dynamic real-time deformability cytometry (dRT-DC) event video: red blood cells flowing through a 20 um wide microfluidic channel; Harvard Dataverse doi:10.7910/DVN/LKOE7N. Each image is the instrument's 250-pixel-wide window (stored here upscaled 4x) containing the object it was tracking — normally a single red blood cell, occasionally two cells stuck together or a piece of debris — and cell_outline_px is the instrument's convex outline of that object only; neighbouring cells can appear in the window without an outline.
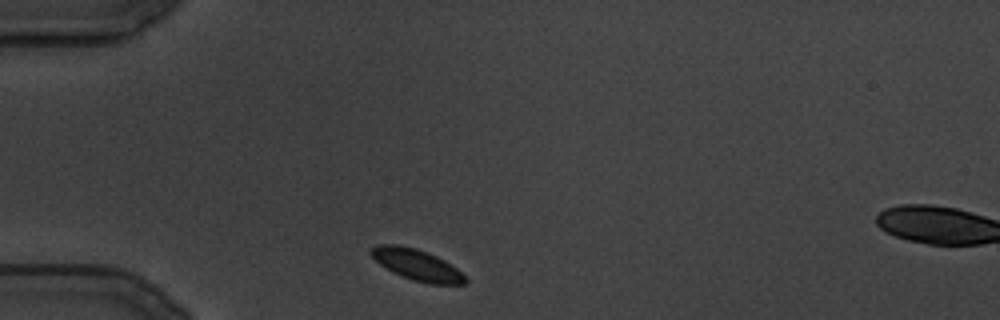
{"species": "common noctule bat (a hibernating species)", "species_latin": "Nyctalus noctula", "temperature_condition": "cold", "stored_images_in_passage": 68, "camera_frame_rate_fps": 3000, "um_per_image_px": 0.085, "animal": {"sex": "male", "body_mass_g": 19.5, "forearm_length_mm": 54.6}, "frame": {"image": 1, "passage_image": 1, "time_ms": 0.0, "image_size_px": [1000, 320], "cell_outline_px": [[468, 280], [464, 284], [432, 284], [412, 280], [392, 272], [380, 264], [368, 252], [376, 244], [396, 244], [416, 248], [428, 252], [444, 260], [456, 268]], "centroid_in_image_um": [35.41, 22.49], "position_along_channel_um": 49.6, "area_um2": 16.99}}
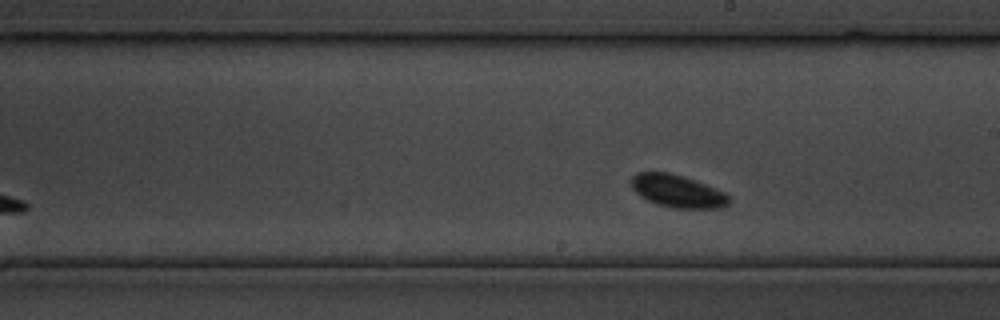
{"frame": {"image": 2, "passage_image": 40, "time_ms": 13.0, "image_size_px": [1000, 320], "cell_outline_px": [[732, 200], [728, 204], [720, 208], [672, 208], [656, 204], [640, 196], [632, 188], [632, 176], [636, 172], [668, 172], [684, 176], [724, 192]], "centroid_in_image_um": [57.58, 16.25], "position_along_channel_um": 231.4, "area_um2": 18.5}}
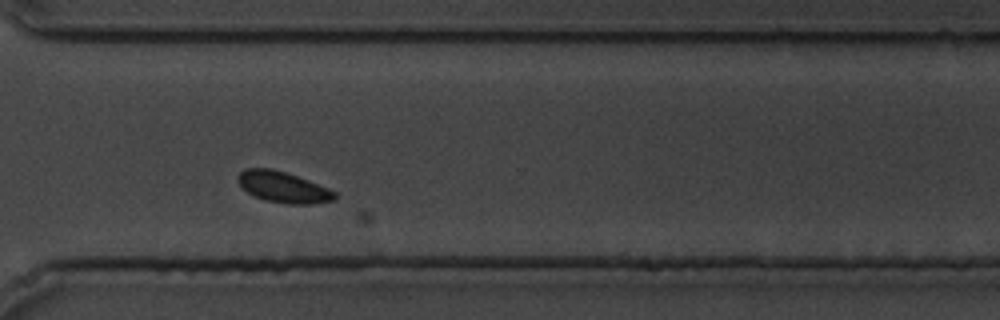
{"frame": {"image": 3, "passage_image": 62, "time_ms": 20.333, "image_size_px": [1000, 320], "cell_outline_px": [[336, 200], [312, 204], [288, 204], [264, 200], [248, 192], [236, 180], [236, 176], [244, 168], [272, 168], [296, 176], [328, 188], [336, 192]], "centroid_in_image_um": [24.06, 15.91], "position_along_channel_um": 346.5, "area_um2": 17.4}}